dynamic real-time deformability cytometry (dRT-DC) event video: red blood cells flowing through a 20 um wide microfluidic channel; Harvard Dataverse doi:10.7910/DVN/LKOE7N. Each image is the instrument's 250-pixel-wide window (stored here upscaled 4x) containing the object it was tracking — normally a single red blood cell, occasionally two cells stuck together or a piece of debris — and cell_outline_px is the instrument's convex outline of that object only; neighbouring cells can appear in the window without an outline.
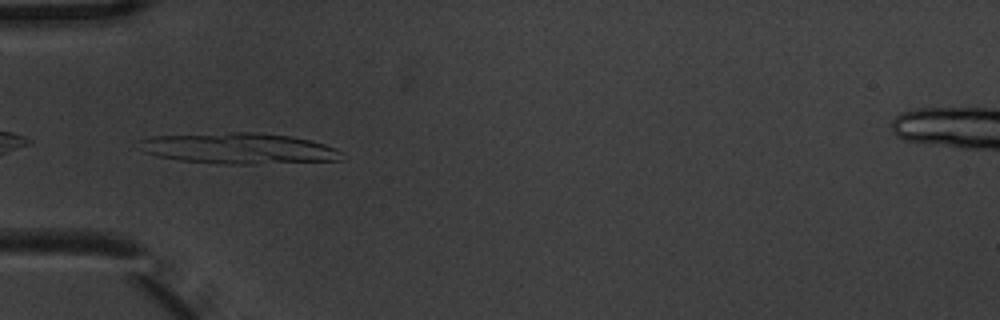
{"species": "common noctule bat (a hibernating species)", "species_latin": "Nyctalus noctula", "temperature_condition": "warm", "stored_images_in_passage": 6, "camera_frame_rate_fps": 3000, "um_per_image_px": 0.085, "animal": {"sex": "male", "body_mass_g": 20.1, "forearm_length_mm": 53.5}, "frame": {"image": 1, "passage_image": 4, "time_ms": 1.0, "image_size_px": [1000, 320], "cell_outline_px": [[344, 160], [252, 164], [224, 164], [180, 160], [156, 156], [144, 152], [136, 140], [152, 136], [232, 132], [256, 132], [292, 136], [312, 140], [336, 148], [344, 152]], "centroid_in_image_um": [20.33, 12.61], "position_along_channel_um": 64.7, "area_um2": 36.82}}